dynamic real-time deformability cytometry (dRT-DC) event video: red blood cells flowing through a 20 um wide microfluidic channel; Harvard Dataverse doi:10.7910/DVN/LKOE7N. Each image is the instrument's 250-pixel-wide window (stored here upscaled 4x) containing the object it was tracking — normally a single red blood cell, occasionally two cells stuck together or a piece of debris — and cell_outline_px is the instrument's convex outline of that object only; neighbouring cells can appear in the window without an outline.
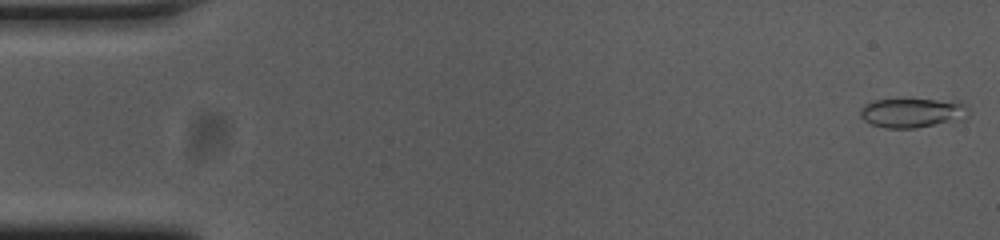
{"species": "common noctule bat (a hibernating species)", "species_latin": "Nyctalus noctula", "temperature_condition": "cold", "stored_images_in_passage": 43, "camera_frame_rate_fps": 3000, "um_per_image_px": 0.085, "animal": {"sex": "female", "body_mass_g": 23.0, "forearm_length_mm": 53.4}, "frame": {"image": 1, "passage_image": 1, "time_ms": 0.0, "image_size_px": [1000, 240], "cell_outline_px": [[972, 112], [968, 120], [916, 128], [884, 128], [872, 124], [864, 120], [860, 116], [860, 108], [864, 104], [872, 100], [960, 100]], "centroid_in_image_um": [77.67, 9.6], "position_along_channel_um": 7.3, "area_um2": 19.19}}